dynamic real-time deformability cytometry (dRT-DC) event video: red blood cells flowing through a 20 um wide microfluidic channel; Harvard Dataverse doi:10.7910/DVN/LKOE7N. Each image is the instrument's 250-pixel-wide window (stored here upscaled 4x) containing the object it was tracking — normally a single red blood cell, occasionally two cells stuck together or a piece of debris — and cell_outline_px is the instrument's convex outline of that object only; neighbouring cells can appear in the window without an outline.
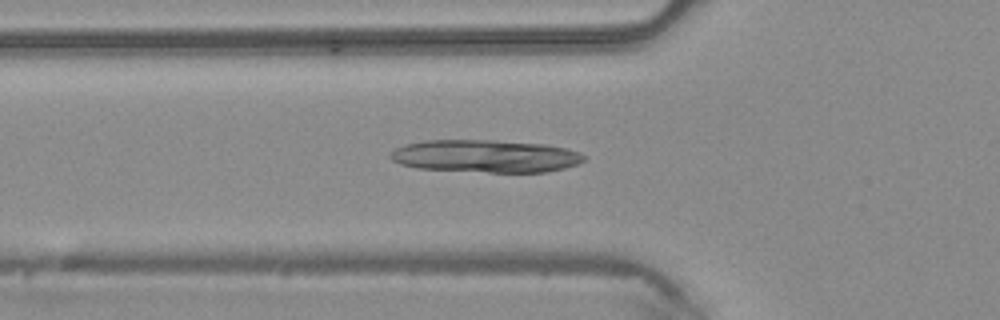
{"species": "common noctule bat (a hibernating species)", "species_latin": "Nyctalus noctula", "temperature_condition": "warm", "stored_images_in_passage": 29, "camera_frame_rate_fps": 3000, "um_per_image_px": 0.085, "animal": {"sex": "male", "body_mass_g": 20.4}, "frame": {"image": 1, "passage_image": 2, "time_ms": 0.333, "image_size_px": [1000, 320], "cell_outline_px": [[584, 160], [576, 164], [564, 168], [548, 172], [488, 172], [416, 168], [400, 164], [392, 160], [388, 156], [396, 148], [408, 144], [424, 140], [492, 140], [544, 144], [564, 148], [580, 152], [584, 156]], "centroid_in_image_um": [41.25, 13.27], "position_along_channel_um": 84.5, "area_um2": 36.65}}
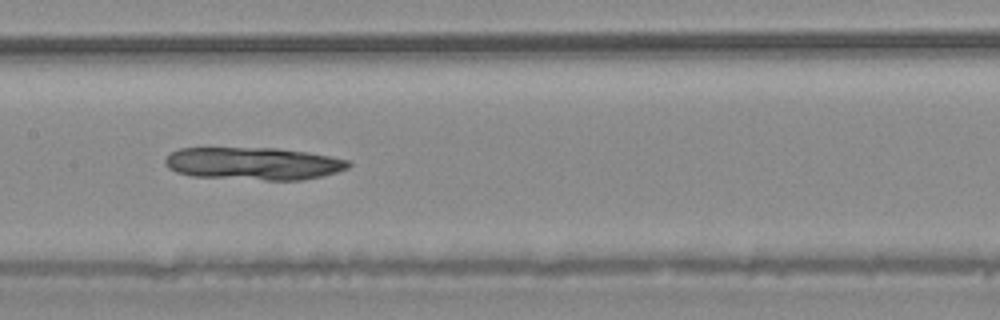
{"frame": {"image": 2, "passage_image": 9, "time_ms": 2.667, "image_size_px": [1000, 320], "cell_outline_px": [[352, 164], [348, 168], [324, 176], [304, 180], [264, 180], [192, 176], [176, 172], [168, 168], [164, 164], [164, 160], [172, 152], [180, 148], [276, 148], [308, 152], [348, 160]], "centroid_in_image_um": [21.55, 13.91], "position_along_channel_um": 185.8, "area_um2": 34.91}}
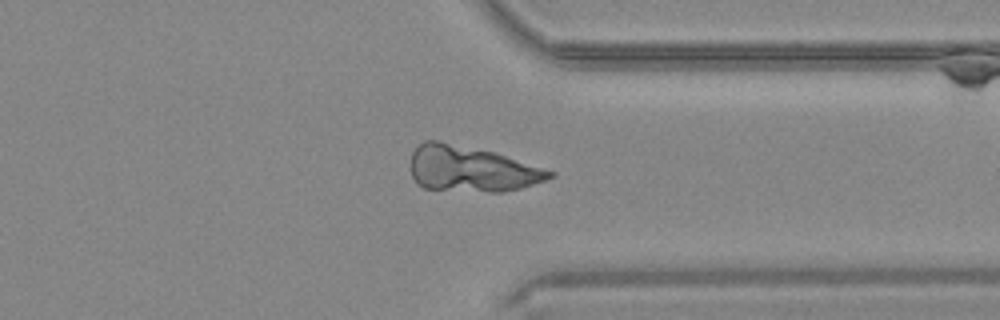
{"frame": {"image": 3, "passage_image": 22, "time_ms": 7.0, "image_size_px": [1000, 320], "cell_outline_px": [[556, 176], [520, 188], [504, 192], [488, 192], [424, 188], [416, 184], [412, 176], [412, 152], [424, 140], [436, 140], [492, 152], [556, 172]], "centroid_in_image_um": [40.05, 14.37], "position_along_channel_um": 371.4, "area_um2": 36.53}}